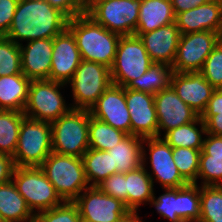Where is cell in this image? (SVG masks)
<instances>
[{
    "label": "cell",
    "instance_id": "d6986e66",
    "mask_svg": "<svg viewBox=\"0 0 222 222\" xmlns=\"http://www.w3.org/2000/svg\"><path fill=\"white\" fill-rule=\"evenodd\" d=\"M142 40L153 63H163L172 67L181 33L176 22L143 34H134Z\"/></svg>",
    "mask_w": 222,
    "mask_h": 222
},
{
    "label": "cell",
    "instance_id": "60d3db41",
    "mask_svg": "<svg viewBox=\"0 0 222 222\" xmlns=\"http://www.w3.org/2000/svg\"><path fill=\"white\" fill-rule=\"evenodd\" d=\"M97 187L105 194L125 204V173H115L103 180Z\"/></svg>",
    "mask_w": 222,
    "mask_h": 222
},
{
    "label": "cell",
    "instance_id": "d4e9b609",
    "mask_svg": "<svg viewBox=\"0 0 222 222\" xmlns=\"http://www.w3.org/2000/svg\"><path fill=\"white\" fill-rule=\"evenodd\" d=\"M31 80L24 74L0 77V110L23 112Z\"/></svg>",
    "mask_w": 222,
    "mask_h": 222
},
{
    "label": "cell",
    "instance_id": "9a60e30c",
    "mask_svg": "<svg viewBox=\"0 0 222 222\" xmlns=\"http://www.w3.org/2000/svg\"><path fill=\"white\" fill-rule=\"evenodd\" d=\"M125 97L130 113L131 135L141 138L158 137L154 95L125 87Z\"/></svg>",
    "mask_w": 222,
    "mask_h": 222
},
{
    "label": "cell",
    "instance_id": "cb8c5ba5",
    "mask_svg": "<svg viewBox=\"0 0 222 222\" xmlns=\"http://www.w3.org/2000/svg\"><path fill=\"white\" fill-rule=\"evenodd\" d=\"M0 214L6 222H34L35 214L12 180L0 185Z\"/></svg>",
    "mask_w": 222,
    "mask_h": 222
},
{
    "label": "cell",
    "instance_id": "3957f363",
    "mask_svg": "<svg viewBox=\"0 0 222 222\" xmlns=\"http://www.w3.org/2000/svg\"><path fill=\"white\" fill-rule=\"evenodd\" d=\"M39 167L64 201H74L90 187L81 157L51 152Z\"/></svg>",
    "mask_w": 222,
    "mask_h": 222
},
{
    "label": "cell",
    "instance_id": "74e56055",
    "mask_svg": "<svg viewBox=\"0 0 222 222\" xmlns=\"http://www.w3.org/2000/svg\"><path fill=\"white\" fill-rule=\"evenodd\" d=\"M199 178L202 179L203 186H222V158L207 155L201 150L197 179Z\"/></svg>",
    "mask_w": 222,
    "mask_h": 222
},
{
    "label": "cell",
    "instance_id": "52a82bcc",
    "mask_svg": "<svg viewBox=\"0 0 222 222\" xmlns=\"http://www.w3.org/2000/svg\"><path fill=\"white\" fill-rule=\"evenodd\" d=\"M70 84L72 109L90 108L112 84L110 68L101 63L82 60L73 77L66 83Z\"/></svg>",
    "mask_w": 222,
    "mask_h": 222
},
{
    "label": "cell",
    "instance_id": "f35d334b",
    "mask_svg": "<svg viewBox=\"0 0 222 222\" xmlns=\"http://www.w3.org/2000/svg\"><path fill=\"white\" fill-rule=\"evenodd\" d=\"M34 222H82V218L73 201H64L52 209L35 214Z\"/></svg>",
    "mask_w": 222,
    "mask_h": 222
},
{
    "label": "cell",
    "instance_id": "5b68a950",
    "mask_svg": "<svg viewBox=\"0 0 222 222\" xmlns=\"http://www.w3.org/2000/svg\"><path fill=\"white\" fill-rule=\"evenodd\" d=\"M52 152L50 122L24 117L13 156L15 167L40 166Z\"/></svg>",
    "mask_w": 222,
    "mask_h": 222
},
{
    "label": "cell",
    "instance_id": "4dcf8cb0",
    "mask_svg": "<svg viewBox=\"0 0 222 222\" xmlns=\"http://www.w3.org/2000/svg\"><path fill=\"white\" fill-rule=\"evenodd\" d=\"M25 115L16 110H0V153L14 156Z\"/></svg>",
    "mask_w": 222,
    "mask_h": 222
},
{
    "label": "cell",
    "instance_id": "7c38bea8",
    "mask_svg": "<svg viewBox=\"0 0 222 222\" xmlns=\"http://www.w3.org/2000/svg\"><path fill=\"white\" fill-rule=\"evenodd\" d=\"M82 221L119 222L130 210L125 204L97 186L86 188L74 201Z\"/></svg>",
    "mask_w": 222,
    "mask_h": 222
},
{
    "label": "cell",
    "instance_id": "ba28073f",
    "mask_svg": "<svg viewBox=\"0 0 222 222\" xmlns=\"http://www.w3.org/2000/svg\"><path fill=\"white\" fill-rule=\"evenodd\" d=\"M65 85L67 84L57 81L31 80L24 115L51 123L68 113L72 106L65 103L60 92Z\"/></svg>",
    "mask_w": 222,
    "mask_h": 222
},
{
    "label": "cell",
    "instance_id": "277c9868",
    "mask_svg": "<svg viewBox=\"0 0 222 222\" xmlns=\"http://www.w3.org/2000/svg\"><path fill=\"white\" fill-rule=\"evenodd\" d=\"M50 124L52 152L82 157L89 149V110L71 109Z\"/></svg>",
    "mask_w": 222,
    "mask_h": 222
},
{
    "label": "cell",
    "instance_id": "d590c367",
    "mask_svg": "<svg viewBox=\"0 0 222 222\" xmlns=\"http://www.w3.org/2000/svg\"><path fill=\"white\" fill-rule=\"evenodd\" d=\"M165 193L150 201L157 213L169 222H184L180 218L179 188H164Z\"/></svg>",
    "mask_w": 222,
    "mask_h": 222
},
{
    "label": "cell",
    "instance_id": "c3c4849f",
    "mask_svg": "<svg viewBox=\"0 0 222 222\" xmlns=\"http://www.w3.org/2000/svg\"><path fill=\"white\" fill-rule=\"evenodd\" d=\"M76 3L85 13L95 4V0H76Z\"/></svg>",
    "mask_w": 222,
    "mask_h": 222
},
{
    "label": "cell",
    "instance_id": "8992f818",
    "mask_svg": "<svg viewBox=\"0 0 222 222\" xmlns=\"http://www.w3.org/2000/svg\"><path fill=\"white\" fill-rule=\"evenodd\" d=\"M12 181L34 214L64 202L39 166L15 167Z\"/></svg>",
    "mask_w": 222,
    "mask_h": 222
},
{
    "label": "cell",
    "instance_id": "ffe728a7",
    "mask_svg": "<svg viewBox=\"0 0 222 222\" xmlns=\"http://www.w3.org/2000/svg\"><path fill=\"white\" fill-rule=\"evenodd\" d=\"M176 24L181 34L214 31L222 35V2L210 0L176 15Z\"/></svg>",
    "mask_w": 222,
    "mask_h": 222
},
{
    "label": "cell",
    "instance_id": "7402d4cb",
    "mask_svg": "<svg viewBox=\"0 0 222 222\" xmlns=\"http://www.w3.org/2000/svg\"><path fill=\"white\" fill-rule=\"evenodd\" d=\"M146 160L135 170L125 173V206L133 212H138L142 204H148L154 197V181L146 169Z\"/></svg>",
    "mask_w": 222,
    "mask_h": 222
},
{
    "label": "cell",
    "instance_id": "4fadbf2b",
    "mask_svg": "<svg viewBox=\"0 0 222 222\" xmlns=\"http://www.w3.org/2000/svg\"><path fill=\"white\" fill-rule=\"evenodd\" d=\"M148 149H145V144ZM143 160L150 159L152 180L164 188H179L189 183L181 176L172 158V147L161 137L143 138ZM146 150L149 151L147 158ZM153 174V175H152Z\"/></svg>",
    "mask_w": 222,
    "mask_h": 222
},
{
    "label": "cell",
    "instance_id": "e0dca14e",
    "mask_svg": "<svg viewBox=\"0 0 222 222\" xmlns=\"http://www.w3.org/2000/svg\"><path fill=\"white\" fill-rule=\"evenodd\" d=\"M82 61L73 34L66 29L53 38L50 81L67 83Z\"/></svg>",
    "mask_w": 222,
    "mask_h": 222
},
{
    "label": "cell",
    "instance_id": "681fc988",
    "mask_svg": "<svg viewBox=\"0 0 222 222\" xmlns=\"http://www.w3.org/2000/svg\"><path fill=\"white\" fill-rule=\"evenodd\" d=\"M106 1H110V0H95V3H103V2H106Z\"/></svg>",
    "mask_w": 222,
    "mask_h": 222
},
{
    "label": "cell",
    "instance_id": "44dd1931",
    "mask_svg": "<svg viewBox=\"0 0 222 222\" xmlns=\"http://www.w3.org/2000/svg\"><path fill=\"white\" fill-rule=\"evenodd\" d=\"M20 51L22 73L30 80H49L53 38L31 40L26 45L22 43Z\"/></svg>",
    "mask_w": 222,
    "mask_h": 222
},
{
    "label": "cell",
    "instance_id": "2e32d148",
    "mask_svg": "<svg viewBox=\"0 0 222 222\" xmlns=\"http://www.w3.org/2000/svg\"><path fill=\"white\" fill-rule=\"evenodd\" d=\"M158 119V137L181 125L195 121L199 115L183 102L170 86L154 95Z\"/></svg>",
    "mask_w": 222,
    "mask_h": 222
},
{
    "label": "cell",
    "instance_id": "b9f144b4",
    "mask_svg": "<svg viewBox=\"0 0 222 222\" xmlns=\"http://www.w3.org/2000/svg\"><path fill=\"white\" fill-rule=\"evenodd\" d=\"M19 0H0V36H5L12 24Z\"/></svg>",
    "mask_w": 222,
    "mask_h": 222
},
{
    "label": "cell",
    "instance_id": "30bf717a",
    "mask_svg": "<svg viewBox=\"0 0 222 222\" xmlns=\"http://www.w3.org/2000/svg\"><path fill=\"white\" fill-rule=\"evenodd\" d=\"M141 0H110L95 3L87 12L95 22L121 36L134 35Z\"/></svg>",
    "mask_w": 222,
    "mask_h": 222
},
{
    "label": "cell",
    "instance_id": "d6a6232c",
    "mask_svg": "<svg viewBox=\"0 0 222 222\" xmlns=\"http://www.w3.org/2000/svg\"><path fill=\"white\" fill-rule=\"evenodd\" d=\"M202 149L172 148V158L181 176L188 183L197 184L200 154Z\"/></svg>",
    "mask_w": 222,
    "mask_h": 222
},
{
    "label": "cell",
    "instance_id": "1f68e13d",
    "mask_svg": "<svg viewBox=\"0 0 222 222\" xmlns=\"http://www.w3.org/2000/svg\"><path fill=\"white\" fill-rule=\"evenodd\" d=\"M199 222H222V186L200 185Z\"/></svg>",
    "mask_w": 222,
    "mask_h": 222
},
{
    "label": "cell",
    "instance_id": "8d00e7d4",
    "mask_svg": "<svg viewBox=\"0 0 222 222\" xmlns=\"http://www.w3.org/2000/svg\"><path fill=\"white\" fill-rule=\"evenodd\" d=\"M206 133L222 136V89H215L205 111L200 116Z\"/></svg>",
    "mask_w": 222,
    "mask_h": 222
},
{
    "label": "cell",
    "instance_id": "83f0119b",
    "mask_svg": "<svg viewBox=\"0 0 222 222\" xmlns=\"http://www.w3.org/2000/svg\"><path fill=\"white\" fill-rule=\"evenodd\" d=\"M81 158L90 186H97L110 175L117 173V168H113L111 155L107 151L89 148Z\"/></svg>",
    "mask_w": 222,
    "mask_h": 222
},
{
    "label": "cell",
    "instance_id": "bcb514c9",
    "mask_svg": "<svg viewBox=\"0 0 222 222\" xmlns=\"http://www.w3.org/2000/svg\"><path fill=\"white\" fill-rule=\"evenodd\" d=\"M175 15L188 11L194 7L208 3L210 0H170Z\"/></svg>",
    "mask_w": 222,
    "mask_h": 222
},
{
    "label": "cell",
    "instance_id": "f546056e",
    "mask_svg": "<svg viewBox=\"0 0 222 222\" xmlns=\"http://www.w3.org/2000/svg\"><path fill=\"white\" fill-rule=\"evenodd\" d=\"M89 148L108 151L124 140L128 134L91 116L89 111Z\"/></svg>",
    "mask_w": 222,
    "mask_h": 222
},
{
    "label": "cell",
    "instance_id": "ab89813d",
    "mask_svg": "<svg viewBox=\"0 0 222 222\" xmlns=\"http://www.w3.org/2000/svg\"><path fill=\"white\" fill-rule=\"evenodd\" d=\"M200 73L215 89H222V39L206 58Z\"/></svg>",
    "mask_w": 222,
    "mask_h": 222
},
{
    "label": "cell",
    "instance_id": "7bdbcfd3",
    "mask_svg": "<svg viewBox=\"0 0 222 222\" xmlns=\"http://www.w3.org/2000/svg\"><path fill=\"white\" fill-rule=\"evenodd\" d=\"M45 1H47L52 7L64 13L69 19L84 13V11L77 5L76 0H45Z\"/></svg>",
    "mask_w": 222,
    "mask_h": 222
},
{
    "label": "cell",
    "instance_id": "e575fe53",
    "mask_svg": "<svg viewBox=\"0 0 222 222\" xmlns=\"http://www.w3.org/2000/svg\"><path fill=\"white\" fill-rule=\"evenodd\" d=\"M14 74H23L20 45L6 36H0V77Z\"/></svg>",
    "mask_w": 222,
    "mask_h": 222
},
{
    "label": "cell",
    "instance_id": "4316f807",
    "mask_svg": "<svg viewBox=\"0 0 222 222\" xmlns=\"http://www.w3.org/2000/svg\"><path fill=\"white\" fill-rule=\"evenodd\" d=\"M172 74L173 69L169 65L152 63L142 76L131 81L126 88L155 95L170 87Z\"/></svg>",
    "mask_w": 222,
    "mask_h": 222
},
{
    "label": "cell",
    "instance_id": "f907efd6",
    "mask_svg": "<svg viewBox=\"0 0 222 222\" xmlns=\"http://www.w3.org/2000/svg\"><path fill=\"white\" fill-rule=\"evenodd\" d=\"M0 222H6V221L3 219V217H2L1 214H0Z\"/></svg>",
    "mask_w": 222,
    "mask_h": 222
},
{
    "label": "cell",
    "instance_id": "f1b7e54d",
    "mask_svg": "<svg viewBox=\"0 0 222 222\" xmlns=\"http://www.w3.org/2000/svg\"><path fill=\"white\" fill-rule=\"evenodd\" d=\"M196 125L200 128L198 129ZM203 135H206L205 123L199 116L195 121L172 129L162 136L172 148L202 149Z\"/></svg>",
    "mask_w": 222,
    "mask_h": 222
},
{
    "label": "cell",
    "instance_id": "ee69618b",
    "mask_svg": "<svg viewBox=\"0 0 222 222\" xmlns=\"http://www.w3.org/2000/svg\"><path fill=\"white\" fill-rule=\"evenodd\" d=\"M202 150L210 156L222 158V136L206 133Z\"/></svg>",
    "mask_w": 222,
    "mask_h": 222
},
{
    "label": "cell",
    "instance_id": "5bb4252c",
    "mask_svg": "<svg viewBox=\"0 0 222 222\" xmlns=\"http://www.w3.org/2000/svg\"><path fill=\"white\" fill-rule=\"evenodd\" d=\"M89 111L92 117L131 135L130 113L124 87L111 84Z\"/></svg>",
    "mask_w": 222,
    "mask_h": 222
},
{
    "label": "cell",
    "instance_id": "f6af8a7d",
    "mask_svg": "<svg viewBox=\"0 0 222 222\" xmlns=\"http://www.w3.org/2000/svg\"><path fill=\"white\" fill-rule=\"evenodd\" d=\"M15 165L13 157L4 153H0V185L12 180V174Z\"/></svg>",
    "mask_w": 222,
    "mask_h": 222
},
{
    "label": "cell",
    "instance_id": "9c48e42d",
    "mask_svg": "<svg viewBox=\"0 0 222 222\" xmlns=\"http://www.w3.org/2000/svg\"><path fill=\"white\" fill-rule=\"evenodd\" d=\"M152 63L139 36H121L110 68L112 84L125 88L131 81L142 76Z\"/></svg>",
    "mask_w": 222,
    "mask_h": 222
},
{
    "label": "cell",
    "instance_id": "6da1fadb",
    "mask_svg": "<svg viewBox=\"0 0 222 222\" xmlns=\"http://www.w3.org/2000/svg\"><path fill=\"white\" fill-rule=\"evenodd\" d=\"M69 18L45 0H19L5 35L17 45L22 41L54 38L67 29Z\"/></svg>",
    "mask_w": 222,
    "mask_h": 222
},
{
    "label": "cell",
    "instance_id": "836d02e7",
    "mask_svg": "<svg viewBox=\"0 0 222 222\" xmlns=\"http://www.w3.org/2000/svg\"><path fill=\"white\" fill-rule=\"evenodd\" d=\"M180 218L184 222H199L200 219V186L189 183L179 187Z\"/></svg>",
    "mask_w": 222,
    "mask_h": 222
},
{
    "label": "cell",
    "instance_id": "484cf974",
    "mask_svg": "<svg viewBox=\"0 0 222 222\" xmlns=\"http://www.w3.org/2000/svg\"><path fill=\"white\" fill-rule=\"evenodd\" d=\"M112 158L117 173H126L143 165V138L128 135L107 151Z\"/></svg>",
    "mask_w": 222,
    "mask_h": 222
},
{
    "label": "cell",
    "instance_id": "ac0fdd59",
    "mask_svg": "<svg viewBox=\"0 0 222 222\" xmlns=\"http://www.w3.org/2000/svg\"><path fill=\"white\" fill-rule=\"evenodd\" d=\"M170 86L199 116L205 111L215 90L200 72H173Z\"/></svg>",
    "mask_w": 222,
    "mask_h": 222
},
{
    "label": "cell",
    "instance_id": "8fae6325",
    "mask_svg": "<svg viewBox=\"0 0 222 222\" xmlns=\"http://www.w3.org/2000/svg\"><path fill=\"white\" fill-rule=\"evenodd\" d=\"M221 39L222 35L214 31L181 34L172 64L173 72H200L206 58Z\"/></svg>",
    "mask_w": 222,
    "mask_h": 222
},
{
    "label": "cell",
    "instance_id": "7a4b0ae2",
    "mask_svg": "<svg viewBox=\"0 0 222 222\" xmlns=\"http://www.w3.org/2000/svg\"><path fill=\"white\" fill-rule=\"evenodd\" d=\"M67 29L75 38L82 60L113 66L121 35L104 28L86 13L69 19Z\"/></svg>",
    "mask_w": 222,
    "mask_h": 222
},
{
    "label": "cell",
    "instance_id": "603a6c76",
    "mask_svg": "<svg viewBox=\"0 0 222 222\" xmlns=\"http://www.w3.org/2000/svg\"><path fill=\"white\" fill-rule=\"evenodd\" d=\"M176 21L170 0H141L137 28L134 34H143Z\"/></svg>",
    "mask_w": 222,
    "mask_h": 222
},
{
    "label": "cell",
    "instance_id": "7dc6e473",
    "mask_svg": "<svg viewBox=\"0 0 222 222\" xmlns=\"http://www.w3.org/2000/svg\"><path fill=\"white\" fill-rule=\"evenodd\" d=\"M119 222H144V221L142 219H140L137 212L130 211Z\"/></svg>",
    "mask_w": 222,
    "mask_h": 222
}]
</instances>
